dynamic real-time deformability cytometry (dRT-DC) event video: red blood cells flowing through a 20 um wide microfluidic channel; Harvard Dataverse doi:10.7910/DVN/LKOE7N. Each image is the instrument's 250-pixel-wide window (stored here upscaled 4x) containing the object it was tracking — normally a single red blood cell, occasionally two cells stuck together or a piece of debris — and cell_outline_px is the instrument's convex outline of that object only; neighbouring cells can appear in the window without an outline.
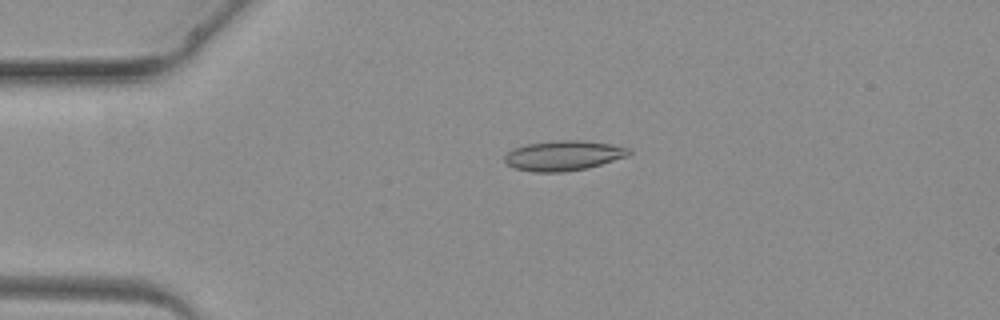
{"species": "common noctule bat (a hibernating species)", "species_latin": "Nyctalus noctula", "temperature_condition": "warm", "stored_images_in_passage": 2, "camera_frame_rate_fps": 3000, "um_per_image_px": 0.085, "animal": {"sex": "female", "body_mass_g": 19.3, "forearm_length_mm": 54.1}, "frame": {"image": 1, "passage_image": 1, "time_ms": 0.0, "image_size_px": [1000, 320], "cell_outline_px": [[632, 152], [628, 156], [588, 168], [564, 172], [532, 172], [516, 168], [508, 164], [504, 160], [504, 156], [512, 148], [528, 144], [556, 140], [584, 140], [612, 144], [632, 148]], "centroid_in_image_um": [47.94, 13.22], "position_along_channel_um": 37.1, "area_um2": 21.91}}